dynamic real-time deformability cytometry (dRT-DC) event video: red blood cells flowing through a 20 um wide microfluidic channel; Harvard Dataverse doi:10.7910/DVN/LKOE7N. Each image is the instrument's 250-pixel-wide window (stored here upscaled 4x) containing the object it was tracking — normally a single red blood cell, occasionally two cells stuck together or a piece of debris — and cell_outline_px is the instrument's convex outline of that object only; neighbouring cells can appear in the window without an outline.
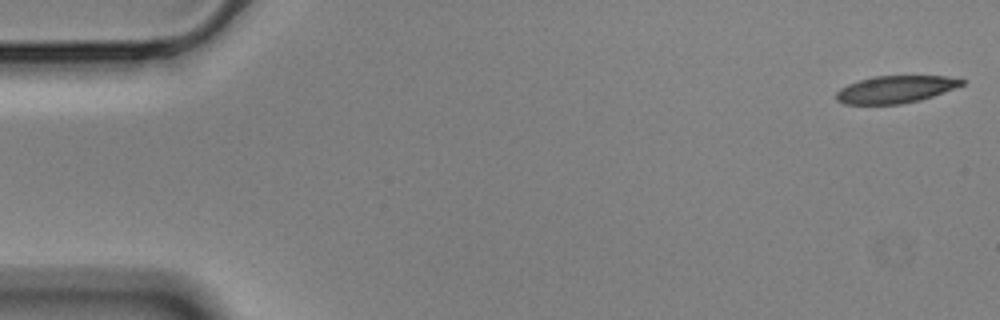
{"species": "Egyptian fruit bat (a non-hibernating species)", "species_latin": "Rousettus aegyptiacus", "temperature_condition": "cold", "stored_images_in_passage": 56, "camera_frame_rate_fps": 3000, "um_per_image_px": 0.085, "animal": {"sex": "male"}, "frame": {"image": 1, "passage_image": 1, "time_ms": 0.0, "image_size_px": [1000, 320], "cell_outline_px": [[964, 84], [932, 96], [920, 100], [900, 104], [844, 104], [836, 100], [836, 92], [840, 88], [848, 84], [860, 80], [876, 76], [944, 76], [964, 80]], "centroid_in_image_um": [76.07, 7.6], "position_along_channel_um": 8.9, "area_um2": 19.71}}
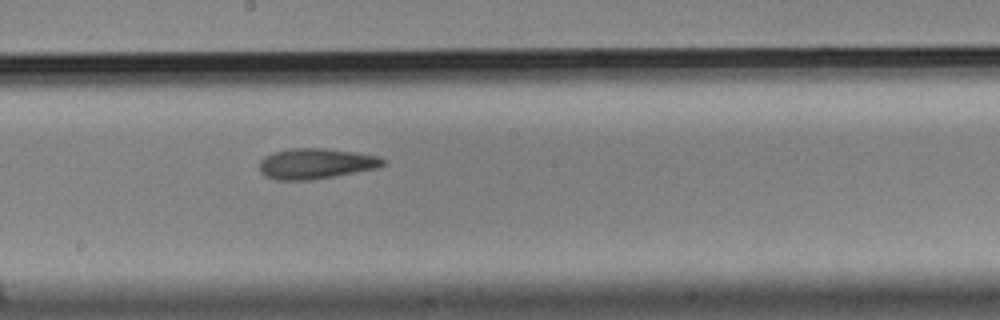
{"frame": {"image": 2, "passage_image": 30, "time_ms": 9.667, "image_size_px": [1000, 320], "cell_outline_px": [[388, 160], [380, 168], [312, 180], [276, 180], [264, 176], [260, 172], [260, 160], [264, 156], [272, 152], [288, 148], [324, 148], [380, 156]], "centroid_in_image_um": [26.85, 13.91], "position_along_channel_um": 221.3, "area_um2": 22.31}}
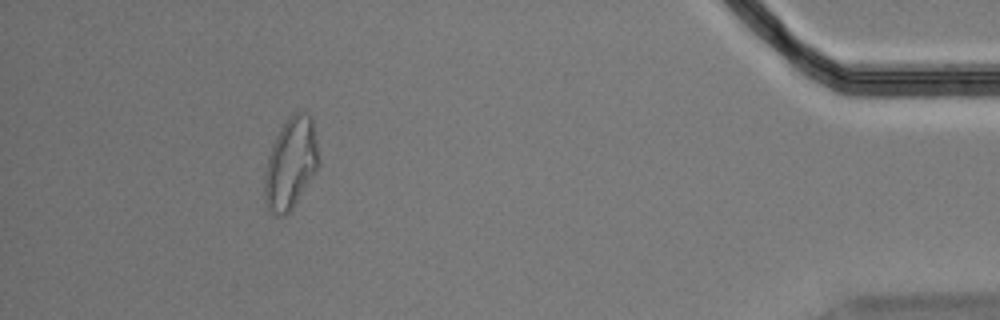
{"frame": {"image": 3, "passage_image": 51, "time_ms": 16.667, "image_size_px": [1000, 320], "cell_outline_px": [[320, 164], [316, 172], [292, 208], [284, 216], [272, 216], [264, 200], [264, 176], [268, 156], [272, 144], [280, 128], [288, 116], [292, 112], [308, 112], [312, 116], [320, 160]], "centroid_in_image_um": [24.71, 13.88], "position_along_channel_um": 410.5, "area_um2": 29.25}, "authors_computed_cell_mechanics": {"area_um2": 21.964, "velocity_mm_per_s": 3.5331, "shape_relaxation_time_tau1_ms": null, "shape_relaxation_time_tau2_ms": 2.7104, "deformation_change_tau1": null, "deformation_change_tau2": 0.1074}}